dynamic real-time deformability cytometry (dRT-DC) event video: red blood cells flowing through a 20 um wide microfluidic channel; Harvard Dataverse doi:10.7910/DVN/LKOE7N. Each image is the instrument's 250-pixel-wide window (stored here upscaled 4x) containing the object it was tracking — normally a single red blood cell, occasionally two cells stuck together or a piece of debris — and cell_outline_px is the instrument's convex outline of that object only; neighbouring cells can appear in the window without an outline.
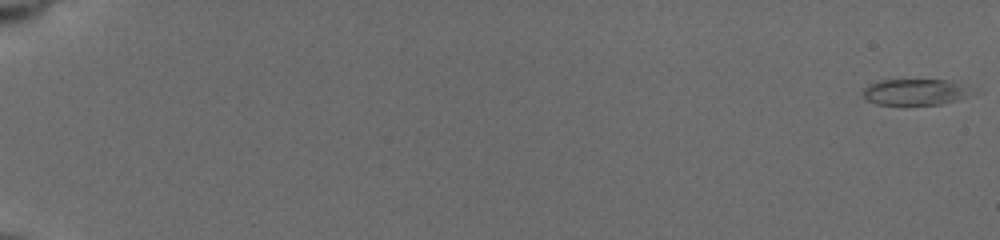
{"species": "common noctule bat (a hibernating species)", "species_latin": "Nyctalus noctula", "temperature_condition": "cold", "stored_images_in_passage": 53, "camera_frame_rate_fps": 3000, "um_per_image_px": 0.085, "animal": {"sex": "female", "body_mass_g": 19.5, "forearm_length_mm": 54.1}, "frame": {"image": 1, "passage_image": 1, "time_ms": 0.0, "image_size_px": [1000, 240], "cell_outline_px": [[964, 96], [956, 100], [940, 104], [876, 104], [868, 100], [860, 92], [868, 84], [884, 80], [948, 80], [960, 84]], "centroid_in_image_um": [77.58, 7.82], "position_along_channel_um": 7.4, "area_um2": 15.72}}
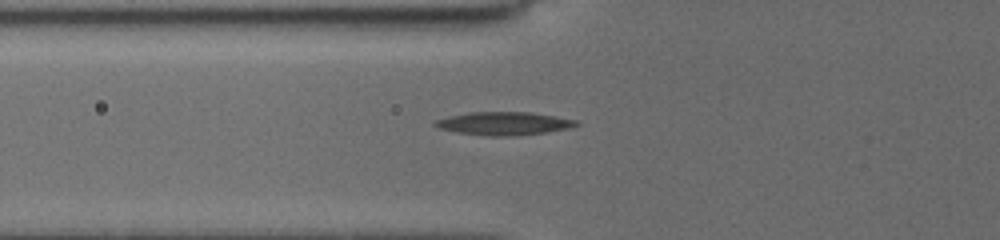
{"frame": {"image": 2, "passage_image": 34, "time_ms": 7.333, "image_size_px": [1000, 240], "cell_outline_px": [[580, 124], [568, 128], [548, 132], [516, 136], [488, 136], [456, 132], [440, 128], [432, 124], [436, 120], [452, 116], [472, 112], [528, 112], [580, 120]], "centroid_in_image_um": [42.89, 10.5], "position_along_channel_um": 82.9, "area_um2": 18.96}}
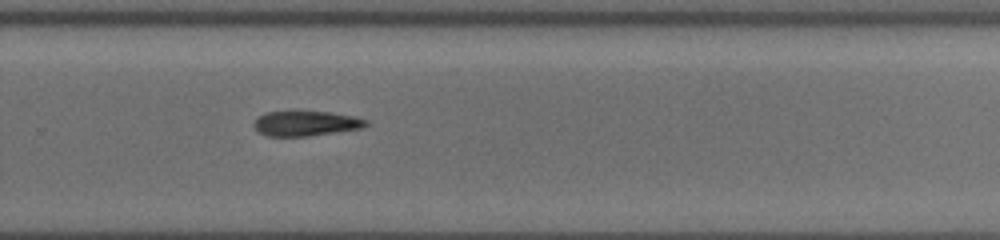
{"frame": {"image": 3, "passage_image": 53, "time_ms": 13.0, "image_size_px": [1000, 240], "cell_outline_px": [[368, 124], [364, 128], [308, 136], [268, 136], [260, 132], [252, 124], [260, 116], [268, 112], [332, 112], [352, 116], [368, 120]], "centroid_in_image_um": [26.05, 10.5], "position_along_channel_um": 303.8, "area_um2": 16.07}}